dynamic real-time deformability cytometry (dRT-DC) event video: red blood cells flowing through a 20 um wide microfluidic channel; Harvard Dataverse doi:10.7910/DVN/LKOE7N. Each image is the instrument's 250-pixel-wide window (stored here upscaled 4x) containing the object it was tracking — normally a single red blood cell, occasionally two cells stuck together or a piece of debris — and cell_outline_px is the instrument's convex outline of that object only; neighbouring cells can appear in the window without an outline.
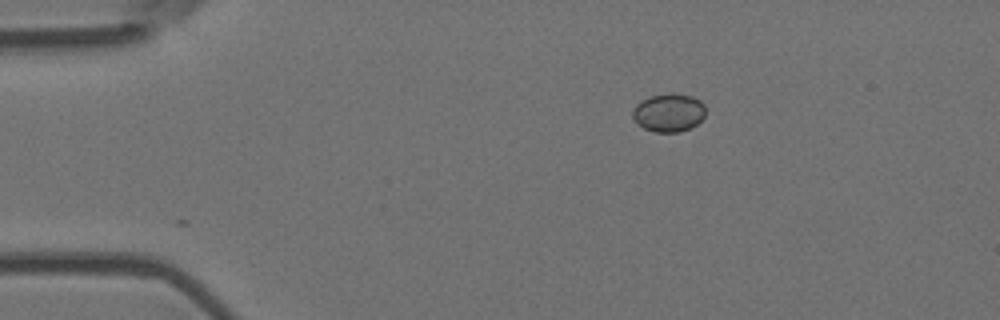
{"species": "Egyptian fruit bat (a non-hibernating species)", "species_latin": "Rousettus aegyptiacus", "temperature_condition": "room temperature", "stored_images_in_passage": 4, "camera_frame_rate_fps": 3000, "um_per_image_px": 0.085, "animal": {"sex": "female"}, "frame": {"image": 1, "passage_image": 1, "time_ms": 0.0, "image_size_px": [1000, 320], "cell_outline_px": [[704, 116], [692, 128], [680, 132], [656, 132], [644, 128], [632, 116], [632, 112], [636, 104], [652, 96], [672, 92], [676, 92], [692, 96], [700, 100], [704, 104]], "centroid_in_image_um": [56.87, 9.56], "position_along_channel_um": 28.1, "area_um2": 16.18}}
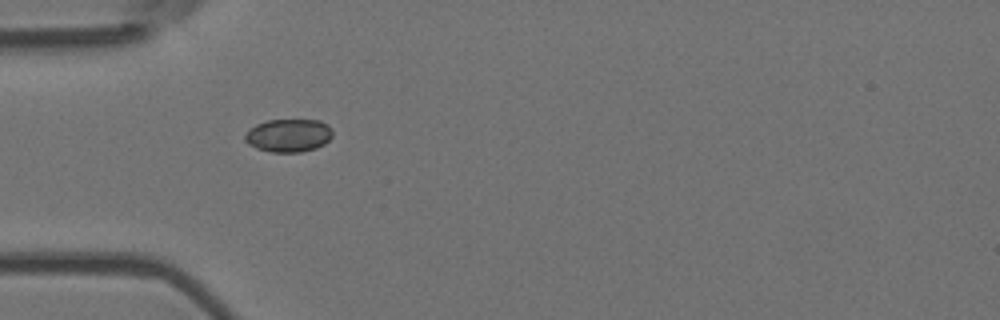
{"frame": {"image": 2, "passage_image": 3, "time_ms": 0.667, "image_size_px": [1000, 320], "cell_outline_px": [[332, 136], [324, 144], [316, 148], [300, 152], [272, 152], [256, 148], [248, 144], [244, 140], [244, 136], [256, 124], [268, 120], [320, 120], [328, 124], [332, 128]], "centroid_in_image_um": [24.55, 11.51], "position_along_channel_um": 60.5, "area_um2": 16.88}}
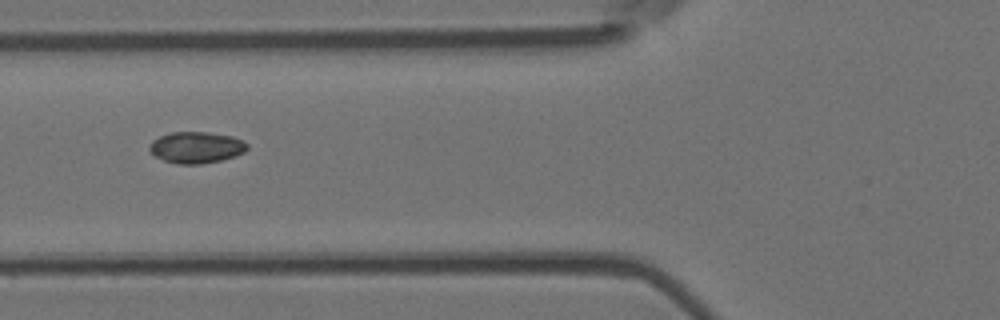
{"frame": {"image": 3, "passage_image": 4, "time_ms": 1.0, "image_size_px": [1000, 320], "cell_outline_px": [[248, 148], [244, 152], [220, 160], [200, 164], [176, 164], [164, 160], [156, 156], [148, 148], [152, 140], [160, 136], [172, 132], [208, 132], [232, 136], [248, 144]], "centroid_in_image_um": [16.66, 12.52], "position_along_channel_um": 109.1, "area_um2": 17.69}}